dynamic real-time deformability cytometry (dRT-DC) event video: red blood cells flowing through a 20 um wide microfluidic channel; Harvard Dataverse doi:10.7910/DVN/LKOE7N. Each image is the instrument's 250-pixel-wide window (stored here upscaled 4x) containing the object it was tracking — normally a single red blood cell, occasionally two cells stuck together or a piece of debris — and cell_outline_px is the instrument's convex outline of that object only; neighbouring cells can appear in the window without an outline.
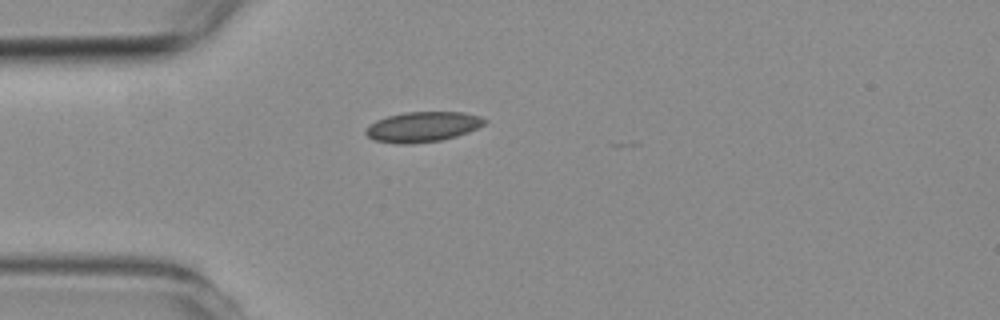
{"species": "common noctule bat (a hibernating species)", "species_latin": "Nyctalus noctula", "temperature_condition": "room temperature", "stored_images_in_passage": 1, "camera_frame_rate_fps": 3000, "um_per_image_px": 0.085, "animal": {"sex": "female", "body_mass_g": 19.3, "forearm_length_mm": 54.1}, "frame": {"image": 1, "passage_image": 1, "time_ms": 0.0, "image_size_px": [1000, 320], "cell_outline_px": [[488, 120], [484, 124], [468, 132], [456, 136], [440, 140], [412, 144], [396, 144], [372, 140], [364, 132], [376, 120], [388, 116], [404, 112], [464, 112], [480, 116]], "centroid_in_image_um": [35.93, 10.78], "position_along_channel_um": 49.1, "area_um2": 20.87}}